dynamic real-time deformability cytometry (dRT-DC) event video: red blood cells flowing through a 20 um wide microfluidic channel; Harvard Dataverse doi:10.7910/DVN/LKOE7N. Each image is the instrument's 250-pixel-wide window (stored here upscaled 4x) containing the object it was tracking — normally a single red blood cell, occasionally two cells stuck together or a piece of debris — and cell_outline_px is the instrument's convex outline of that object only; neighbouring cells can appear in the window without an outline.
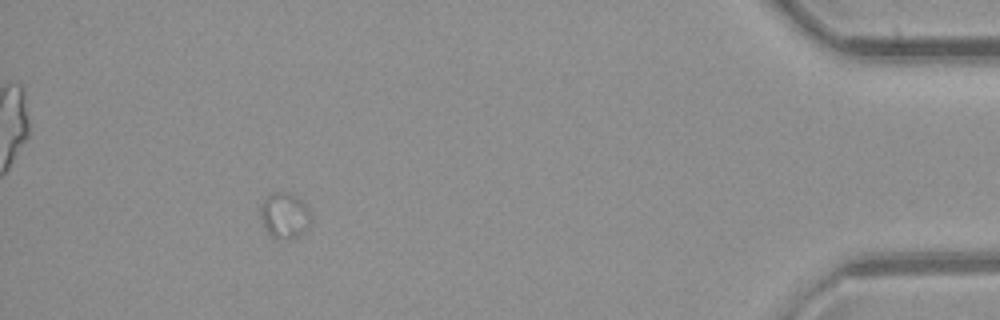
{"species": "common noctule bat (a hibernating species)", "species_latin": "Nyctalus noctula", "temperature_condition": "room temperature", "stored_images_in_passage": 36, "segment_of_instrument_passage": [1, 2], "camera_frame_rate_fps": 3000, "um_per_image_px": 0.085, "animal": {"sex": "female", "body_mass_g": 21.9}, "frame": {"image": 1, "passage_image": 31, "time_ms": 10.0, "image_size_px": [1000, 320], "cell_outline_px": [[312, 224], [300, 236], [288, 240], [276, 240], [264, 228], [260, 216], [260, 204], [272, 192], [284, 192], [304, 200], [312, 216]], "centroid_in_image_um": [24.22, 18.35], "position_along_channel_um": 411.0, "area_um2": 13.93}}